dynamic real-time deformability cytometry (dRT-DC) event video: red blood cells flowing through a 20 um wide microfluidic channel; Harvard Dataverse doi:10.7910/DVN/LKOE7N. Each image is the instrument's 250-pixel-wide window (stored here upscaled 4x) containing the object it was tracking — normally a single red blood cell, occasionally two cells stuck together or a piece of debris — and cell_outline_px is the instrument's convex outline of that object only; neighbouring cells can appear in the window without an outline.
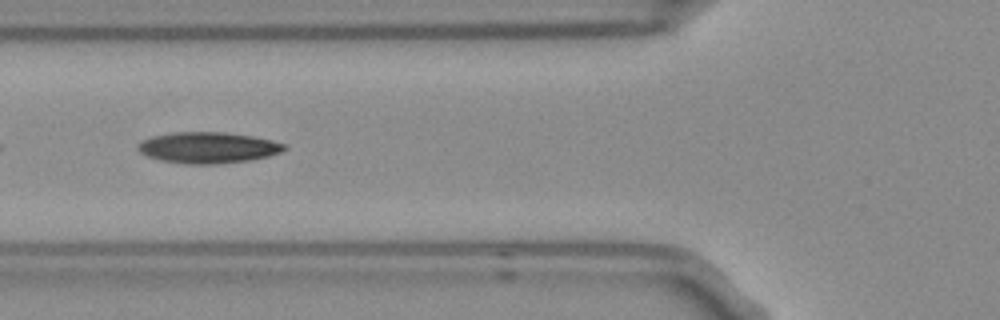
{"species": "Egyptian fruit bat (a non-hibernating species)", "species_latin": "Rousettus aegyptiacus", "temperature_condition": "room temperature", "stored_images_in_passage": 7, "camera_frame_rate_fps": 3000, "um_per_image_px": 0.085, "frame": {"image": 1, "passage_image": 5, "time_ms": 1.333, "image_size_px": [1000, 320], "cell_outline_px": [[288, 148], [280, 152], [268, 156], [252, 160], [216, 164], [188, 164], [160, 160], [148, 156], [140, 152], [136, 148], [136, 144], [140, 140], [152, 136], [172, 132], [224, 132], [252, 136], [272, 140], [284, 144]], "centroid_in_image_um": [17.65, 12.54], "position_along_channel_um": 108.2, "area_um2": 26.7}}